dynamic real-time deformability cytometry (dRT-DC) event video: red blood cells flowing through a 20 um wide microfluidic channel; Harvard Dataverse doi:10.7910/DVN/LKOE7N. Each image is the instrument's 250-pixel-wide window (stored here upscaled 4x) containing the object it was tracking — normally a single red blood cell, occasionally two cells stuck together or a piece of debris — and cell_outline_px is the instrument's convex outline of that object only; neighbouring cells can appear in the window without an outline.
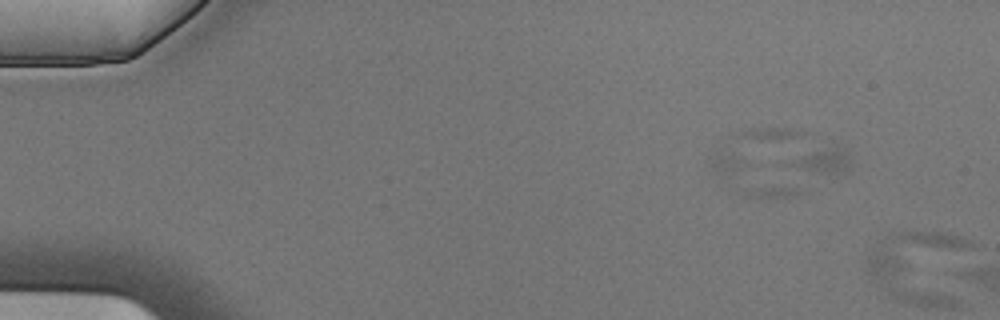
{"species": "Egyptian fruit bat (a non-hibernating species)", "species_latin": "Rousettus aegyptiacus", "temperature_condition": "cold", "stored_images_in_passage": 3, "camera_frame_rate_fps": 3000, "um_per_image_px": 0.085, "animal": {"sex": "male"}, "frame": {"image": 1, "passage_image": 3, "time_ms": 0.667, "image_size_px": [1000, 320], "cell_outline_px": [[976, 244], [972, 248], [880, 276], [868, 272], [868, 256], [872, 244], [876, 240], [896, 232], [944, 232], [960, 236], [972, 240]], "centroid_in_image_um": [77.59, 21.25], "position_along_channel_um": 7.4, "area_um2": 21.56}}